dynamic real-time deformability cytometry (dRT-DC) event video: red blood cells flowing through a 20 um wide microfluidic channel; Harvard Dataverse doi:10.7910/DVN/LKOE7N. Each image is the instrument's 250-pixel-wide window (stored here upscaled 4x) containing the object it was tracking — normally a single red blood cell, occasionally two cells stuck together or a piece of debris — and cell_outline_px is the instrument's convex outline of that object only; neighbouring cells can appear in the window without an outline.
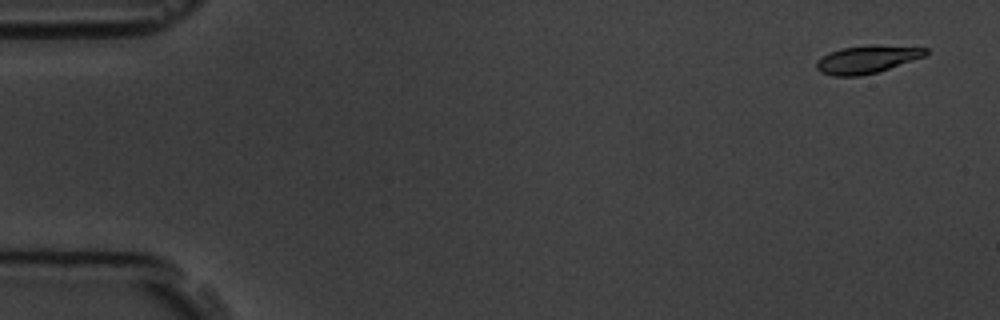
{"species": "common noctule bat (a hibernating species)", "species_latin": "Nyctalus noctula", "temperature_condition": "room temperature", "stored_images_in_passage": 4, "camera_frame_rate_fps": 3000, "um_per_image_px": 0.085, "animal": {"sex": "male", "body_mass_g": 19.5, "forearm_length_mm": 54.6}, "frame": {"image": 1, "passage_image": 1, "time_ms": 0.0, "image_size_px": [1000, 320], "cell_outline_px": [[928, 52], [924, 56], [876, 72], [860, 76], [832, 76], [820, 72], [816, 68], [816, 60], [840, 48], [872, 44], [876, 44], [928, 48]], "centroid_in_image_um": [73.67, 5.04], "position_along_channel_um": 11.3, "area_um2": 17.57}}
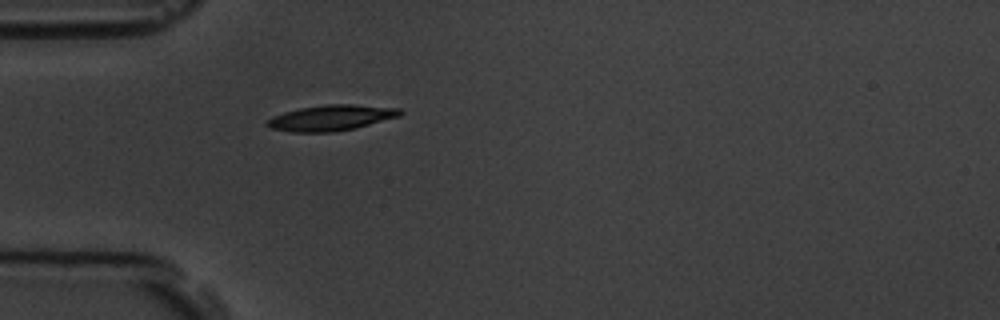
{"frame": {"image": 2, "passage_image": 4, "time_ms": 4.667, "image_size_px": [1000, 320], "cell_outline_px": [[404, 112], [400, 116], [356, 128], [336, 132], [292, 132], [268, 128], [264, 124], [272, 116], [284, 112], [300, 108], [324, 104], [352, 104], [400, 108]], "centroid_in_image_um": [28.14, 10.02], "position_along_channel_um": 56.9, "area_um2": 20.11}}